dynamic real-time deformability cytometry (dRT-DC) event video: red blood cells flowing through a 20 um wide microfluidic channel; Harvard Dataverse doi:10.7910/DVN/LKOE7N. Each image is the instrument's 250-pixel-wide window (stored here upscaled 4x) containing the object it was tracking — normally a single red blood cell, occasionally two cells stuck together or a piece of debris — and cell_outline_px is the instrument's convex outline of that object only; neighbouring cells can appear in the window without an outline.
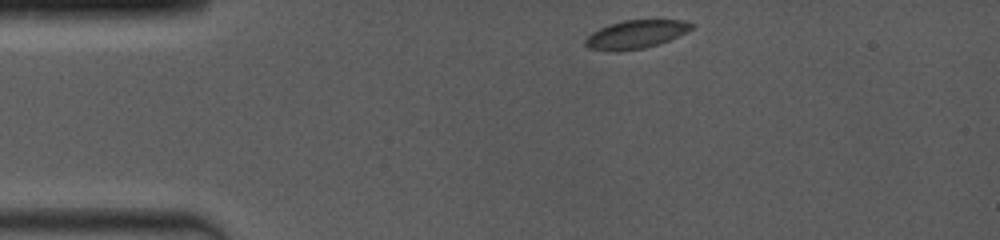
{"species": "common noctule bat (a hibernating species)", "species_latin": "Nyctalus noctula", "temperature_condition": "room temperature", "stored_images_in_passage": 63, "camera_frame_rate_fps": 4000, "um_per_image_px": 0.085, "animal": {"sex": "female", "body_mass_g": 19.0, "forearm_length_mm": 53.3}, "frame": {"image": 1, "passage_image": 1, "time_ms": 0.0, "image_size_px": [1000, 240], "cell_outline_px": [[692, 28], [660, 44], [644, 48], [616, 52], [588, 48], [584, 44], [584, 40], [592, 32], [608, 24], [624, 20], [688, 20], [692, 24]], "centroid_in_image_um": [53.99, 2.92], "position_along_channel_um": 31.0, "area_um2": 17.46}}
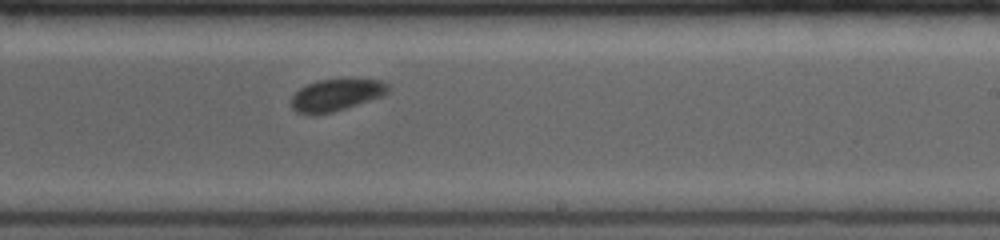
{"frame": {"image": 2, "passage_image": 30, "time_ms": 7.0, "image_size_px": [1000, 240], "cell_outline_px": [[388, 92], [380, 96], [332, 112], [312, 116], [296, 112], [292, 108], [292, 96], [300, 88], [308, 84], [320, 80], [380, 80], [388, 84]], "centroid_in_image_um": [28.51, 8.1], "position_along_channel_um": 260.5, "area_um2": 17.51}}
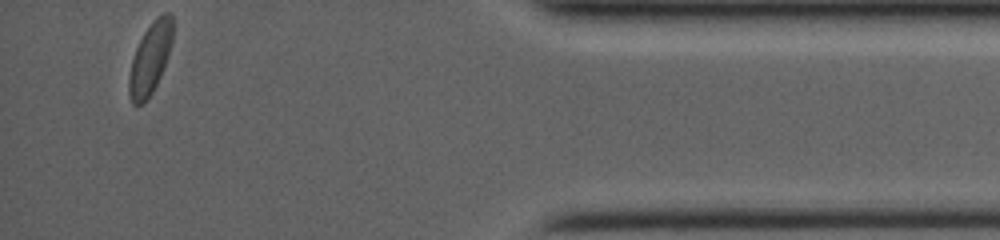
{"frame": {"image": 3, "passage_image": 63, "time_ms": 12.0, "image_size_px": [1000, 240], "cell_outline_px": [[172, 44], [168, 56], [160, 76], [152, 92], [144, 104], [132, 104], [128, 92], [128, 76], [132, 60], [136, 48], [144, 32], [152, 20], [156, 16], [164, 12], [168, 12], [172, 16]], "centroid_in_image_um": [12.76, 4.96], "position_along_channel_um": 422.4, "area_um2": 18.21}, "authors_computed_cell_mechanics": {"area_um2": 18.207, "velocity_mm_per_s": 4.0252, "shape_relaxation_time_tau1_ms": 3.4806, "shape_relaxation_time_tau2_ms": null, "deformation_change_tau1": 0.1003, "deformation_change_tau2": null}}